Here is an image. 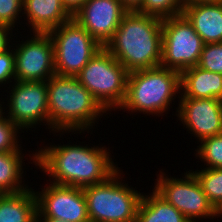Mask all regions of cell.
Instances as JSON below:
<instances>
[{
	"label": "cell",
	"instance_id": "obj_1",
	"mask_svg": "<svg viewBox=\"0 0 222 222\" xmlns=\"http://www.w3.org/2000/svg\"><path fill=\"white\" fill-rule=\"evenodd\" d=\"M90 147L51 144L32 153L31 160L52 177L51 183L84 188L107 180L119 169L107 147Z\"/></svg>",
	"mask_w": 222,
	"mask_h": 222
},
{
	"label": "cell",
	"instance_id": "obj_2",
	"mask_svg": "<svg viewBox=\"0 0 222 222\" xmlns=\"http://www.w3.org/2000/svg\"><path fill=\"white\" fill-rule=\"evenodd\" d=\"M162 20L128 11L105 48L129 73L158 67L162 59Z\"/></svg>",
	"mask_w": 222,
	"mask_h": 222
},
{
	"label": "cell",
	"instance_id": "obj_3",
	"mask_svg": "<svg viewBox=\"0 0 222 222\" xmlns=\"http://www.w3.org/2000/svg\"><path fill=\"white\" fill-rule=\"evenodd\" d=\"M50 130L89 132L100 116L107 113L77 77L53 75L47 80Z\"/></svg>",
	"mask_w": 222,
	"mask_h": 222
},
{
	"label": "cell",
	"instance_id": "obj_4",
	"mask_svg": "<svg viewBox=\"0 0 222 222\" xmlns=\"http://www.w3.org/2000/svg\"><path fill=\"white\" fill-rule=\"evenodd\" d=\"M178 93H181L179 71L158 66L130 72L119 109L161 115L168 111Z\"/></svg>",
	"mask_w": 222,
	"mask_h": 222
},
{
	"label": "cell",
	"instance_id": "obj_5",
	"mask_svg": "<svg viewBox=\"0 0 222 222\" xmlns=\"http://www.w3.org/2000/svg\"><path fill=\"white\" fill-rule=\"evenodd\" d=\"M121 172L118 169L107 180L82 188L90 222H136L142 194L122 183Z\"/></svg>",
	"mask_w": 222,
	"mask_h": 222
},
{
	"label": "cell",
	"instance_id": "obj_6",
	"mask_svg": "<svg viewBox=\"0 0 222 222\" xmlns=\"http://www.w3.org/2000/svg\"><path fill=\"white\" fill-rule=\"evenodd\" d=\"M128 75L127 69L102 47L76 77L106 111H115L125 99Z\"/></svg>",
	"mask_w": 222,
	"mask_h": 222
},
{
	"label": "cell",
	"instance_id": "obj_7",
	"mask_svg": "<svg viewBox=\"0 0 222 222\" xmlns=\"http://www.w3.org/2000/svg\"><path fill=\"white\" fill-rule=\"evenodd\" d=\"M55 74L76 77L102 46L74 19L50 30Z\"/></svg>",
	"mask_w": 222,
	"mask_h": 222
},
{
	"label": "cell",
	"instance_id": "obj_8",
	"mask_svg": "<svg viewBox=\"0 0 222 222\" xmlns=\"http://www.w3.org/2000/svg\"><path fill=\"white\" fill-rule=\"evenodd\" d=\"M205 43L182 14L162 20L160 66L179 71L198 65Z\"/></svg>",
	"mask_w": 222,
	"mask_h": 222
},
{
	"label": "cell",
	"instance_id": "obj_9",
	"mask_svg": "<svg viewBox=\"0 0 222 222\" xmlns=\"http://www.w3.org/2000/svg\"><path fill=\"white\" fill-rule=\"evenodd\" d=\"M160 171L157 176L154 191L166 202L173 205L190 222L201 218L213 219L217 210L210 203L199 182L191 171H186L184 177L173 178ZM212 217V218H211Z\"/></svg>",
	"mask_w": 222,
	"mask_h": 222
},
{
	"label": "cell",
	"instance_id": "obj_10",
	"mask_svg": "<svg viewBox=\"0 0 222 222\" xmlns=\"http://www.w3.org/2000/svg\"><path fill=\"white\" fill-rule=\"evenodd\" d=\"M16 82V83H15ZM9 92L8 117L21 131L36 124L49 127L47 81H14ZM44 121V122H43Z\"/></svg>",
	"mask_w": 222,
	"mask_h": 222
},
{
	"label": "cell",
	"instance_id": "obj_11",
	"mask_svg": "<svg viewBox=\"0 0 222 222\" xmlns=\"http://www.w3.org/2000/svg\"><path fill=\"white\" fill-rule=\"evenodd\" d=\"M33 36L14 47L15 81H47L55 75L51 36L48 32H33Z\"/></svg>",
	"mask_w": 222,
	"mask_h": 222
},
{
	"label": "cell",
	"instance_id": "obj_12",
	"mask_svg": "<svg viewBox=\"0 0 222 222\" xmlns=\"http://www.w3.org/2000/svg\"><path fill=\"white\" fill-rule=\"evenodd\" d=\"M42 191L34 192L37 218H55L67 222H90L83 189L49 183Z\"/></svg>",
	"mask_w": 222,
	"mask_h": 222
},
{
	"label": "cell",
	"instance_id": "obj_13",
	"mask_svg": "<svg viewBox=\"0 0 222 222\" xmlns=\"http://www.w3.org/2000/svg\"><path fill=\"white\" fill-rule=\"evenodd\" d=\"M127 12L120 0H87L72 19L105 47Z\"/></svg>",
	"mask_w": 222,
	"mask_h": 222
},
{
	"label": "cell",
	"instance_id": "obj_14",
	"mask_svg": "<svg viewBox=\"0 0 222 222\" xmlns=\"http://www.w3.org/2000/svg\"><path fill=\"white\" fill-rule=\"evenodd\" d=\"M175 114L190 134L199 142L205 138L222 134V100L198 99L179 96Z\"/></svg>",
	"mask_w": 222,
	"mask_h": 222
},
{
	"label": "cell",
	"instance_id": "obj_15",
	"mask_svg": "<svg viewBox=\"0 0 222 222\" xmlns=\"http://www.w3.org/2000/svg\"><path fill=\"white\" fill-rule=\"evenodd\" d=\"M23 14L33 32H49L72 19L61 0H23Z\"/></svg>",
	"mask_w": 222,
	"mask_h": 222
},
{
	"label": "cell",
	"instance_id": "obj_16",
	"mask_svg": "<svg viewBox=\"0 0 222 222\" xmlns=\"http://www.w3.org/2000/svg\"><path fill=\"white\" fill-rule=\"evenodd\" d=\"M182 14L205 44L222 42V2L186 4Z\"/></svg>",
	"mask_w": 222,
	"mask_h": 222
},
{
	"label": "cell",
	"instance_id": "obj_17",
	"mask_svg": "<svg viewBox=\"0 0 222 222\" xmlns=\"http://www.w3.org/2000/svg\"><path fill=\"white\" fill-rule=\"evenodd\" d=\"M181 97L222 100V74L190 67L180 73Z\"/></svg>",
	"mask_w": 222,
	"mask_h": 222
},
{
	"label": "cell",
	"instance_id": "obj_18",
	"mask_svg": "<svg viewBox=\"0 0 222 222\" xmlns=\"http://www.w3.org/2000/svg\"><path fill=\"white\" fill-rule=\"evenodd\" d=\"M31 187L15 194L0 195V222H35L37 200Z\"/></svg>",
	"mask_w": 222,
	"mask_h": 222
},
{
	"label": "cell",
	"instance_id": "obj_19",
	"mask_svg": "<svg viewBox=\"0 0 222 222\" xmlns=\"http://www.w3.org/2000/svg\"><path fill=\"white\" fill-rule=\"evenodd\" d=\"M152 191L150 196L142 194L136 222H190L173 205L166 202L154 190Z\"/></svg>",
	"mask_w": 222,
	"mask_h": 222
},
{
	"label": "cell",
	"instance_id": "obj_20",
	"mask_svg": "<svg viewBox=\"0 0 222 222\" xmlns=\"http://www.w3.org/2000/svg\"><path fill=\"white\" fill-rule=\"evenodd\" d=\"M23 157L22 151L0 153L1 194H15L28 189L27 185L22 184Z\"/></svg>",
	"mask_w": 222,
	"mask_h": 222
},
{
	"label": "cell",
	"instance_id": "obj_21",
	"mask_svg": "<svg viewBox=\"0 0 222 222\" xmlns=\"http://www.w3.org/2000/svg\"><path fill=\"white\" fill-rule=\"evenodd\" d=\"M199 182L208 200L217 210L222 204V168L190 170Z\"/></svg>",
	"mask_w": 222,
	"mask_h": 222
},
{
	"label": "cell",
	"instance_id": "obj_22",
	"mask_svg": "<svg viewBox=\"0 0 222 222\" xmlns=\"http://www.w3.org/2000/svg\"><path fill=\"white\" fill-rule=\"evenodd\" d=\"M185 5V0H144L136 11L164 19L182 15Z\"/></svg>",
	"mask_w": 222,
	"mask_h": 222
},
{
	"label": "cell",
	"instance_id": "obj_23",
	"mask_svg": "<svg viewBox=\"0 0 222 222\" xmlns=\"http://www.w3.org/2000/svg\"><path fill=\"white\" fill-rule=\"evenodd\" d=\"M200 144L195 155L206 162V168H222V134L205 138Z\"/></svg>",
	"mask_w": 222,
	"mask_h": 222
},
{
	"label": "cell",
	"instance_id": "obj_24",
	"mask_svg": "<svg viewBox=\"0 0 222 222\" xmlns=\"http://www.w3.org/2000/svg\"><path fill=\"white\" fill-rule=\"evenodd\" d=\"M197 66L222 74V42L205 44Z\"/></svg>",
	"mask_w": 222,
	"mask_h": 222
},
{
	"label": "cell",
	"instance_id": "obj_25",
	"mask_svg": "<svg viewBox=\"0 0 222 222\" xmlns=\"http://www.w3.org/2000/svg\"><path fill=\"white\" fill-rule=\"evenodd\" d=\"M20 129L6 116L0 118V153L21 151L18 145ZM20 146V147H19Z\"/></svg>",
	"mask_w": 222,
	"mask_h": 222
},
{
	"label": "cell",
	"instance_id": "obj_26",
	"mask_svg": "<svg viewBox=\"0 0 222 222\" xmlns=\"http://www.w3.org/2000/svg\"><path fill=\"white\" fill-rule=\"evenodd\" d=\"M21 13L23 0H0V25L10 26L14 30L15 23H18L19 17L22 18Z\"/></svg>",
	"mask_w": 222,
	"mask_h": 222
},
{
	"label": "cell",
	"instance_id": "obj_27",
	"mask_svg": "<svg viewBox=\"0 0 222 222\" xmlns=\"http://www.w3.org/2000/svg\"><path fill=\"white\" fill-rule=\"evenodd\" d=\"M11 49L0 53V85L15 81V55Z\"/></svg>",
	"mask_w": 222,
	"mask_h": 222
},
{
	"label": "cell",
	"instance_id": "obj_28",
	"mask_svg": "<svg viewBox=\"0 0 222 222\" xmlns=\"http://www.w3.org/2000/svg\"><path fill=\"white\" fill-rule=\"evenodd\" d=\"M12 29L13 28L10 26L0 25V53L14 47L13 45H10V35L12 34Z\"/></svg>",
	"mask_w": 222,
	"mask_h": 222
},
{
	"label": "cell",
	"instance_id": "obj_29",
	"mask_svg": "<svg viewBox=\"0 0 222 222\" xmlns=\"http://www.w3.org/2000/svg\"><path fill=\"white\" fill-rule=\"evenodd\" d=\"M66 10L73 16L87 0H61Z\"/></svg>",
	"mask_w": 222,
	"mask_h": 222
},
{
	"label": "cell",
	"instance_id": "obj_30",
	"mask_svg": "<svg viewBox=\"0 0 222 222\" xmlns=\"http://www.w3.org/2000/svg\"><path fill=\"white\" fill-rule=\"evenodd\" d=\"M120 1L128 11H136L143 4L144 0H120Z\"/></svg>",
	"mask_w": 222,
	"mask_h": 222
},
{
	"label": "cell",
	"instance_id": "obj_31",
	"mask_svg": "<svg viewBox=\"0 0 222 222\" xmlns=\"http://www.w3.org/2000/svg\"><path fill=\"white\" fill-rule=\"evenodd\" d=\"M222 0H185V4L221 3Z\"/></svg>",
	"mask_w": 222,
	"mask_h": 222
},
{
	"label": "cell",
	"instance_id": "obj_32",
	"mask_svg": "<svg viewBox=\"0 0 222 222\" xmlns=\"http://www.w3.org/2000/svg\"><path fill=\"white\" fill-rule=\"evenodd\" d=\"M37 220L39 222H67V221H63V220H60V219H55V218H37Z\"/></svg>",
	"mask_w": 222,
	"mask_h": 222
},
{
	"label": "cell",
	"instance_id": "obj_33",
	"mask_svg": "<svg viewBox=\"0 0 222 222\" xmlns=\"http://www.w3.org/2000/svg\"><path fill=\"white\" fill-rule=\"evenodd\" d=\"M4 104L5 102H0V118L3 116V115H6V113L5 112H3V109H5L6 107H2L3 105L2 104ZM5 113V114H4Z\"/></svg>",
	"mask_w": 222,
	"mask_h": 222
},
{
	"label": "cell",
	"instance_id": "obj_34",
	"mask_svg": "<svg viewBox=\"0 0 222 222\" xmlns=\"http://www.w3.org/2000/svg\"><path fill=\"white\" fill-rule=\"evenodd\" d=\"M222 215V204L221 206L217 209V218L221 217Z\"/></svg>",
	"mask_w": 222,
	"mask_h": 222
}]
</instances>
